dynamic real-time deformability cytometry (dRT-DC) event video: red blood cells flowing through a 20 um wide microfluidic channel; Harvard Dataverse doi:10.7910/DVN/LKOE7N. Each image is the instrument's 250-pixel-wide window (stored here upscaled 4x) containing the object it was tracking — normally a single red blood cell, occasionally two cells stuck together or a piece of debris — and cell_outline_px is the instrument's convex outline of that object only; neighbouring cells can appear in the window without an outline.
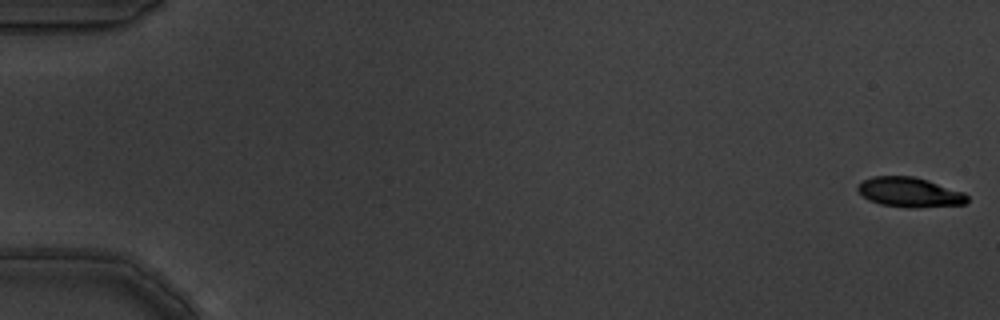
{"species": "common noctule bat (a hibernating species)", "species_latin": "Nyctalus noctula", "temperature_condition": "warm", "stored_images_in_passage": 6, "segment_of_instrument_passage": [1, 2], "camera_frame_rate_fps": 3000, "um_per_image_px": 0.085, "animal": {"sex": "male", "body_mass_g": 19.5, "forearm_length_mm": 54.6}, "frame": {"image": 1, "passage_image": 1, "time_ms": 0.0, "image_size_px": [1000, 320], "cell_outline_px": [[968, 200], [964, 204], [916, 208], [908, 208], [880, 204], [868, 200], [856, 188], [864, 180], [872, 176], [916, 176], [964, 192], [968, 196]], "centroid_in_image_um": [77.33, 16.34], "position_along_channel_um": 7.7, "area_um2": 19.02}}
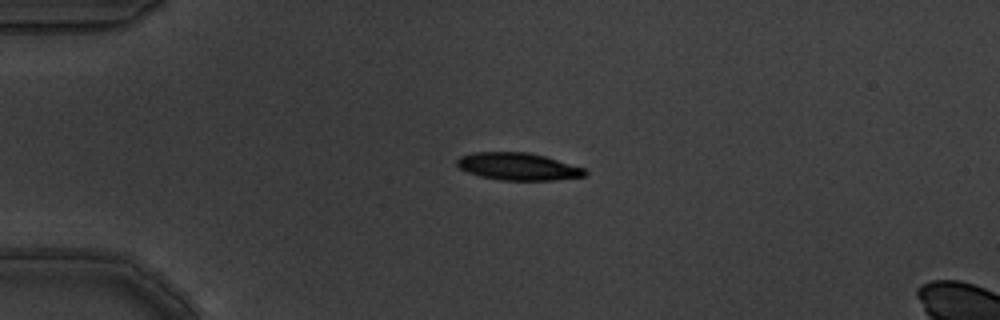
{"frame": {"image": 2, "passage_image": 4, "time_ms": 1.0, "image_size_px": [1000, 320], "cell_outline_px": [[588, 172], [584, 176], [552, 180], [500, 180], [480, 176], [468, 172], [460, 168], [456, 164], [456, 160], [460, 156], [472, 152], [528, 152], [544, 156], [584, 168]], "centroid_in_image_um": [44.0, 14.15], "position_along_channel_um": 41.0, "area_um2": 20.29}}